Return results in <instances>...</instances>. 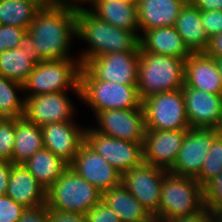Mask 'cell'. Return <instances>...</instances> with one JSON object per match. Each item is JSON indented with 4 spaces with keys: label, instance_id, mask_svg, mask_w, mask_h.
<instances>
[{
    "label": "cell",
    "instance_id": "7c38bea8",
    "mask_svg": "<svg viewBox=\"0 0 222 222\" xmlns=\"http://www.w3.org/2000/svg\"><path fill=\"white\" fill-rule=\"evenodd\" d=\"M98 128L95 132L120 140L143 144L145 120L143 108L109 109L95 113Z\"/></svg>",
    "mask_w": 222,
    "mask_h": 222
},
{
    "label": "cell",
    "instance_id": "603a6c76",
    "mask_svg": "<svg viewBox=\"0 0 222 222\" xmlns=\"http://www.w3.org/2000/svg\"><path fill=\"white\" fill-rule=\"evenodd\" d=\"M140 51L174 56L183 60L192 54L175 26L158 27L144 31L140 36Z\"/></svg>",
    "mask_w": 222,
    "mask_h": 222
},
{
    "label": "cell",
    "instance_id": "b9f144b4",
    "mask_svg": "<svg viewBox=\"0 0 222 222\" xmlns=\"http://www.w3.org/2000/svg\"><path fill=\"white\" fill-rule=\"evenodd\" d=\"M205 53L214 59L222 58V33L210 38V42Z\"/></svg>",
    "mask_w": 222,
    "mask_h": 222
},
{
    "label": "cell",
    "instance_id": "74e56055",
    "mask_svg": "<svg viewBox=\"0 0 222 222\" xmlns=\"http://www.w3.org/2000/svg\"><path fill=\"white\" fill-rule=\"evenodd\" d=\"M48 222H88L86 214L47 207Z\"/></svg>",
    "mask_w": 222,
    "mask_h": 222
},
{
    "label": "cell",
    "instance_id": "f1b7e54d",
    "mask_svg": "<svg viewBox=\"0 0 222 222\" xmlns=\"http://www.w3.org/2000/svg\"><path fill=\"white\" fill-rule=\"evenodd\" d=\"M43 4L39 0L0 1V25L28 29Z\"/></svg>",
    "mask_w": 222,
    "mask_h": 222
},
{
    "label": "cell",
    "instance_id": "9a60e30c",
    "mask_svg": "<svg viewBox=\"0 0 222 222\" xmlns=\"http://www.w3.org/2000/svg\"><path fill=\"white\" fill-rule=\"evenodd\" d=\"M69 167L101 193L121 185L122 173L110 165L86 142L82 144Z\"/></svg>",
    "mask_w": 222,
    "mask_h": 222
},
{
    "label": "cell",
    "instance_id": "9c48e42d",
    "mask_svg": "<svg viewBox=\"0 0 222 222\" xmlns=\"http://www.w3.org/2000/svg\"><path fill=\"white\" fill-rule=\"evenodd\" d=\"M147 130H188L182 89L158 93L142 100Z\"/></svg>",
    "mask_w": 222,
    "mask_h": 222
},
{
    "label": "cell",
    "instance_id": "e0dca14e",
    "mask_svg": "<svg viewBox=\"0 0 222 222\" xmlns=\"http://www.w3.org/2000/svg\"><path fill=\"white\" fill-rule=\"evenodd\" d=\"M44 148L70 164L85 142L86 128L75 122L49 123L41 126Z\"/></svg>",
    "mask_w": 222,
    "mask_h": 222
},
{
    "label": "cell",
    "instance_id": "8fae6325",
    "mask_svg": "<svg viewBox=\"0 0 222 222\" xmlns=\"http://www.w3.org/2000/svg\"><path fill=\"white\" fill-rule=\"evenodd\" d=\"M85 142L120 173L144 162L143 144L102 135L88 127Z\"/></svg>",
    "mask_w": 222,
    "mask_h": 222
},
{
    "label": "cell",
    "instance_id": "681fc988",
    "mask_svg": "<svg viewBox=\"0 0 222 222\" xmlns=\"http://www.w3.org/2000/svg\"><path fill=\"white\" fill-rule=\"evenodd\" d=\"M118 1H125L128 3H137L138 0H118Z\"/></svg>",
    "mask_w": 222,
    "mask_h": 222
},
{
    "label": "cell",
    "instance_id": "4316f807",
    "mask_svg": "<svg viewBox=\"0 0 222 222\" xmlns=\"http://www.w3.org/2000/svg\"><path fill=\"white\" fill-rule=\"evenodd\" d=\"M44 148L41 126L26 120L15 118V138L12 164H24L32 155Z\"/></svg>",
    "mask_w": 222,
    "mask_h": 222
},
{
    "label": "cell",
    "instance_id": "3957f363",
    "mask_svg": "<svg viewBox=\"0 0 222 222\" xmlns=\"http://www.w3.org/2000/svg\"><path fill=\"white\" fill-rule=\"evenodd\" d=\"M185 60L174 56L140 51L137 88L140 98L182 89Z\"/></svg>",
    "mask_w": 222,
    "mask_h": 222
},
{
    "label": "cell",
    "instance_id": "ab89813d",
    "mask_svg": "<svg viewBox=\"0 0 222 222\" xmlns=\"http://www.w3.org/2000/svg\"><path fill=\"white\" fill-rule=\"evenodd\" d=\"M212 217H213L212 212L208 208L204 207L198 212H195L190 215L181 216V217H172L157 222H208Z\"/></svg>",
    "mask_w": 222,
    "mask_h": 222
},
{
    "label": "cell",
    "instance_id": "52a82bcc",
    "mask_svg": "<svg viewBox=\"0 0 222 222\" xmlns=\"http://www.w3.org/2000/svg\"><path fill=\"white\" fill-rule=\"evenodd\" d=\"M140 51L107 53L86 60L80 80H100L137 85Z\"/></svg>",
    "mask_w": 222,
    "mask_h": 222
},
{
    "label": "cell",
    "instance_id": "ac0fdd59",
    "mask_svg": "<svg viewBox=\"0 0 222 222\" xmlns=\"http://www.w3.org/2000/svg\"><path fill=\"white\" fill-rule=\"evenodd\" d=\"M42 61L26 31L19 41L18 48L0 53V75L23 85L35 65Z\"/></svg>",
    "mask_w": 222,
    "mask_h": 222
},
{
    "label": "cell",
    "instance_id": "44dd1931",
    "mask_svg": "<svg viewBox=\"0 0 222 222\" xmlns=\"http://www.w3.org/2000/svg\"><path fill=\"white\" fill-rule=\"evenodd\" d=\"M5 195L25 208L46 204V189L23 164H13Z\"/></svg>",
    "mask_w": 222,
    "mask_h": 222
},
{
    "label": "cell",
    "instance_id": "7dc6e473",
    "mask_svg": "<svg viewBox=\"0 0 222 222\" xmlns=\"http://www.w3.org/2000/svg\"><path fill=\"white\" fill-rule=\"evenodd\" d=\"M43 5H57V0H39Z\"/></svg>",
    "mask_w": 222,
    "mask_h": 222
},
{
    "label": "cell",
    "instance_id": "277c9868",
    "mask_svg": "<svg viewBox=\"0 0 222 222\" xmlns=\"http://www.w3.org/2000/svg\"><path fill=\"white\" fill-rule=\"evenodd\" d=\"M79 59H50L35 65L23 84L27 96L65 92L68 88L81 98Z\"/></svg>",
    "mask_w": 222,
    "mask_h": 222
},
{
    "label": "cell",
    "instance_id": "8992f818",
    "mask_svg": "<svg viewBox=\"0 0 222 222\" xmlns=\"http://www.w3.org/2000/svg\"><path fill=\"white\" fill-rule=\"evenodd\" d=\"M102 199V193L68 167L46 190V204L57 210L86 214Z\"/></svg>",
    "mask_w": 222,
    "mask_h": 222
},
{
    "label": "cell",
    "instance_id": "d590c367",
    "mask_svg": "<svg viewBox=\"0 0 222 222\" xmlns=\"http://www.w3.org/2000/svg\"><path fill=\"white\" fill-rule=\"evenodd\" d=\"M88 222H121L118 215L102 200L86 213Z\"/></svg>",
    "mask_w": 222,
    "mask_h": 222
},
{
    "label": "cell",
    "instance_id": "5b68a950",
    "mask_svg": "<svg viewBox=\"0 0 222 222\" xmlns=\"http://www.w3.org/2000/svg\"><path fill=\"white\" fill-rule=\"evenodd\" d=\"M204 207L203 186L196 178L166 172L156 221L190 215Z\"/></svg>",
    "mask_w": 222,
    "mask_h": 222
},
{
    "label": "cell",
    "instance_id": "60d3db41",
    "mask_svg": "<svg viewBox=\"0 0 222 222\" xmlns=\"http://www.w3.org/2000/svg\"><path fill=\"white\" fill-rule=\"evenodd\" d=\"M12 166L11 161H0V196L6 194Z\"/></svg>",
    "mask_w": 222,
    "mask_h": 222
},
{
    "label": "cell",
    "instance_id": "7bdbcfd3",
    "mask_svg": "<svg viewBox=\"0 0 222 222\" xmlns=\"http://www.w3.org/2000/svg\"><path fill=\"white\" fill-rule=\"evenodd\" d=\"M191 3L201 11H222V0H193Z\"/></svg>",
    "mask_w": 222,
    "mask_h": 222
},
{
    "label": "cell",
    "instance_id": "8d00e7d4",
    "mask_svg": "<svg viewBox=\"0 0 222 222\" xmlns=\"http://www.w3.org/2000/svg\"><path fill=\"white\" fill-rule=\"evenodd\" d=\"M201 21L210 38L222 33V11H201Z\"/></svg>",
    "mask_w": 222,
    "mask_h": 222
},
{
    "label": "cell",
    "instance_id": "4dcf8cb0",
    "mask_svg": "<svg viewBox=\"0 0 222 222\" xmlns=\"http://www.w3.org/2000/svg\"><path fill=\"white\" fill-rule=\"evenodd\" d=\"M220 172H222V138L216 136L208 150L201 172L196 179L202 186H204L210 179L217 176Z\"/></svg>",
    "mask_w": 222,
    "mask_h": 222
},
{
    "label": "cell",
    "instance_id": "d6a6232c",
    "mask_svg": "<svg viewBox=\"0 0 222 222\" xmlns=\"http://www.w3.org/2000/svg\"><path fill=\"white\" fill-rule=\"evenodd\" d=\"M204 204L211 212L222 204V172L203 186Z\"/></svg>",
    "mask_w": 222,
    "mask_h": 222
},
{
    "label": "cell",
    "instance_id": "7402d4cb",
    "mask_svg": "<svg viewBox=\"0 0 222 222\" xmlns=\"http://www.w3.org/2000/svg\"><path fill=\"white\" fill-rule=\"evenodd\" d=\"M184 5L183 0H138L139 30L174 26Z\"/></svg>",
    "mask_w": 222,
    "mask_h": 222
},
{
    "label": "cell",
    "instance_id": "d6986e66",
    "mask_svg": "<svg viewBox=\"0 0 222 222\" xmlns=\"http://www.w3.org/2000/svg\"><path fill=\"white\" fill-rule=\"evenodd\" d=\"M182 94L190 127L214 128L222 114V95L183 86Z\"/></svg>",
    "mask_w": 222,
    "mask_h": 222
},
{
    "label": "cell",
    "instance_id": "4fadbf2b",
    "mask_svg": "<svg viewBox=\"0 0 222 222\" xmlns=\"http://www.w3.org/2000/svg\"><path fill=\"white\" fill-rule=\"evenodd\" d=\"M216 136L214 128H189L184 136L176 162L169 172L196 178L201 172L208 150Z\"/></svg>",
    "mask_w": 222,
    "mask_h": 222
},
{
    "label": "cell",
    "instance_id": "7a4b0ae2",
    "mask_svg": "<svg viewBox=\"0 0 222 222\" xmlns=\"http://www.w3.org/2000/svg\"><path fill=\"white\" fill-rule=\"evenodd\" d=\"M76 37L90 47L76 57L81 64L107 53L140 51V34L112 26L84 6L76 8Z\"/></svg>",
    "mask_w": 222,
    "mask_h": 222
},
{
    "label": "cell",
    "instance_id": "1f68e13d",
    "mask_svg": "<svg viewBox=\"0 0 222 222\" xmlns=\"http://www.w3.org/2000/svg\"><path fill=\"white\" fill-rule=\"evenodd\" d=\"M15 138V119L0 118V161H11Z\"/></svg>",
    "mask_w": 222,
    "mask_h": 222
},
{
    "label": "cell",
    "instance_id": "484cf974",
    "mask_svg": "<svg viewBox=\"0 0 222 222\" xmlns=\"http://www.w3.org/2000/svg\"><path fill=\"white\" fill-rule=\"evenodd\" d=\"M121 222H153L155 218L121 184L102 193V199Z\"/></svg>",
    "mask_w": 222,
    "mask_h": 222
},
{
    "label": "cell",
    "instance_id": "e575fe53",
    "mask_svg": "<svg viewBox=\"0 0 222 222\" xmlns=\"http://www.w3.org/2000/svg\"><path fill=\"white\" fill-rule=\"evenodd\" d=\"M24 210V206L9 196H0V222H18Z\"/></svg>",
    "mask_w": 222,
    "mask_h": 222
},
{
    "label": "cell",
    "instance_id": "f907efd6",
    "mask_svg": "<svg viewBox=\"0 0 222 222\" xmlns=\"http://www.w3.org/2000/svg\"><path fill=\"white\" fill-rule=\"evenodd\" d=\"M185 3H191L193 0H183Z\"/></svg>",
    "mask_w": 222,
    "mask_h": 222
},
{
    "label": "cell",
    "instance_id": "f35d334b",
    "mask_svg": "<svg viewBox=\"0 0 222 222\" xmlns=\"http://www.w3.org/2000/svg\"><path fill=\"white\" fill-rule=\"evenodd\" d=\"M18 222H48L47 204L25 208Z\"/></svg>",
    "mask_w": 222,
    "mask_h": 222
},
{
    "label": "cell",
    "instance_id": "cb8c5ba5",
    "mask_svg": "<svg viewBox=\"0 0 222 222\" xmlns=\"http://www.w3.org/2000/svg\"><path fill=\"white\" fill-rule=\"evenodd\" d=\"M174 26L191 53L206 52L210 37L202 26L201 10L192 3H185Z\"/></svg>",
    "mask_w": 222,
    "mask_h": 222
},
{
    "label": "cell",
    "instance_id": "ba28073f",
    "mask_svg": "<svg viewBox=\"0 0 222 222\" xmlns=\"http://www.w3.org/2000/svg\"><path fill=\"white\" fill-rule=\"evenodd\" d=\"M80 100L94 113L109 109L142 108L137 85H122L100 80H80Z\"/></svg>",
    "mask_w": 222,
    "mask_h": 222
},
{
    "label": "cell",
    "instance_id": "bcb514c9",
    "mask_svg": "<svg viewBox=\"0 0 222 222\" xmlns=\"http://www.w3.org/2000/svg\"><path fill=\"white\" fill-rule=\"evenodd\" d=\"M215 132L219 138H222V114L219 117L217 125L214 127Z\"/></svg>",
    "mask_w": 222,
    "mask_h": 222
},
{
    "label": "cell",
    "instance_id": "83f0119b",
    "mask_svg": "<svg viewBox=\"0 0 222 222\" xmlns=\"http://www.w3.org/2000/svg\"><path fill=\"white\" fill-rule=\"evenodd\" d=\"M27 170L47 190L69 167L61 157L43 148L32 155L24 164Z\"/></svg>",
    "mask_w": 222,
    "mask_h": 222
},
{
    "label": "cell",
    "instance_id": "2e32d148",
    "mask_svg": "<svg viewBox=\"0 0 222 222\" xmlns=\"http://www.w3.org/2000/svg\"><path fill=\"white\" fill-rule=\"evenodd\" d=\"M187 130H147L143 142V161L169 171L178 157Z\"/></svg>",
    "mask_w": 222,
    "mask_h": 222
},
{
    "label": "cell",
    "instance_id": "f546056e",
    "mask_svg": "<svg viewBox=\"0 0 222 222\" xmlns=\"http://www.w3.org/2000/svg\"><path fill=\"white\" fill-rule=\"evenodd\" d=\"M19 90L23 91L22 84L0 75V118L23 117L25 99H20L17 94Z\"/></svg>",
    "mask_w": 222,
    "mask_h": 222
},
{
    "label": "cell",
    "instance_id": "5bb4252c",
    "mask_svg": "<svg viewBox=\"0 0 222 222\" xmlns=\"http://www.w3.org/2000/svg\"><path fill=\"white\" fill-rule=\"evenodd\" d=\"M23 117L38 126L49 123L73 122L74 107L66 92L24 95Z\"/></svg>",
    "mask_w": 222,
    "mask_h": 222
},
{
    "label": "cell",
    "instance_id": "ee69618b",
    "mask_svg": "<svg viewBox=\"0 0 222 222\" xmlns=\"http://www.w3.org/2000/svg\"><path fill=\"white\" fill-rule=\"evenodd\" d=\"M92 0H57L58 5H67V6H73V7H80V2L88 3L90 5V2ZM76 3V4H75ZM78 3V4H77Z\"/></svg>",
    "mask_w": 222,
    "mask_h": 222
},
{
    "label": "cell",
    "instance_id": "f6af8a7d",
    "mask_svg": "<svg viewBox=\"0 0 222 222\" xmlns=\"http://www.w3.org/2000/svg\"><path fill=\"white\" fill-rule=\"evenodd\" d=\"M212 216L215 218L218 222H222V204H219L213 211Z\"/></svg>",
    "mask_w": 222,
    "mask_h": 222
},
{
    "label": "cell",
    "instance_id": "836d02e7",
    "mask_svg": "<svg viewBox=\"0 0 222 222\" xmlns=\"http://www.w3.org/2000/svg\"><path fill=\"white\" fill-rule=\"evenodd\" d=\"M27 30L11 25H0V53L18 48L19 41Z\"/></svg>",
    "mask_w": 222,
    "mask_h": 222
},
{
    "label": "cell",
    "instance_id": "d4e9b609",
    "mask_svg": "<svg viewBox=\"0 0 222 222\" xmlns=\"http://www.w3.org/2000/svg\"><path fill=\"white\" fill-rule=\"evenodd\" d=\"M89 10L99 19L129 31L139 33L137 3L118 0H92Z\"/></svg>",
    "mask_w": 222,
    "mask_h": 222
},
{
    "label": "cell",
    "instance_id": "30bf717a",
    "mask_svg": "<svg viewBox=\"0 0 222 222\" xmlns=\"http://www.w3.org/2000/svg\"><path fill=\"white\" fill-rule=\"evenodd\" d=\"M167 170L143 162L122 173L121 184L156 218L159 215L161 185Z\"/></svg>",
    "mask_w": 222,
    "mask_h": 222
},
{
    "label": "cell",
    "instance_id": "6da1fadb",
    "mask_svg": "<svg viewBox=\"0 0 222 222\" xmlns=\"http://www.w3.org/2000/svg\"><path fill=\"white\" fill-rule=\"evenodd\" d=\"M27 32L43 60L76 59L70 56V44L76 37V7L43 5Z\"/></svg>",
    "mask_w": 222,
    "mask_h": 222
},
{
    "label": "cell",
    "instance_id": "c3c4849f",
    "mask_svg": "<svg viewBox=\"0 0 222 222\" xmlns=\"http://www.w3.org/2000/svg\"><path fill=\"white\" fill-rule=\"evenodd\" d=\"M216 64H217L218 71H219V74H220L221 79H222V58L221 59H216Z\"/></svg>",
    "mask_w": 222,
    "mask_h": 222
},
{
    "label": "cell",
    "instance_id": "ffe728a7",
    "mask_svg": "<svg viewBox=\"0 0 222 222\" xmlns=\"http://www.w3.org/2000/svg\"><path fill=\"white\" fill-rule=\"evenodd\" d=\"M184 86L222 95V79L216 59L206 53H192L185 59Z\"/></svg>",
    "mask_w": 222,
    "mask_h": 222
}]
</instances>
